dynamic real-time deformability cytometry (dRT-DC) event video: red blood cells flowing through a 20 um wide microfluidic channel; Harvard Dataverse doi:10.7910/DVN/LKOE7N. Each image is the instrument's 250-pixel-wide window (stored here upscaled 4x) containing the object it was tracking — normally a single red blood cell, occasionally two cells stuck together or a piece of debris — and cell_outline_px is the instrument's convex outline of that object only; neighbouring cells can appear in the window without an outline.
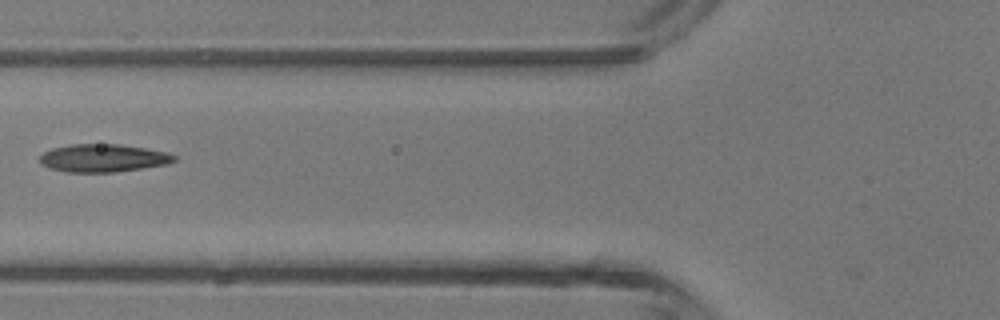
{"species": "common noctule bat (a hibernating species)", "species_latin": "Nyctalus noctula", "temperature_condition": "room temperature", "stored_images_in_passage": 2, "camera_frame_rate_fps": 3000, "um_per_image_px": 0.085, "animal": {"sex": "male", "body_mass_g": 13.3}, "frame": {"image": 1, "passage_image": 2, "time_ms": 0.333, "image_size_px": [1000, 320], "cell_outline_px": [[176, 160], [164, 164], [116, 172], [64, 172], [48, 168], [40, 164], [40, 156], [44, 152], [52, 148], [72, 144], [120, 144], [168, 152], [176, 156]], "centroid_in_image_um": [8.72, 13.43], "position_along_channel_um": 117.1, "area_um2": 21.79}}